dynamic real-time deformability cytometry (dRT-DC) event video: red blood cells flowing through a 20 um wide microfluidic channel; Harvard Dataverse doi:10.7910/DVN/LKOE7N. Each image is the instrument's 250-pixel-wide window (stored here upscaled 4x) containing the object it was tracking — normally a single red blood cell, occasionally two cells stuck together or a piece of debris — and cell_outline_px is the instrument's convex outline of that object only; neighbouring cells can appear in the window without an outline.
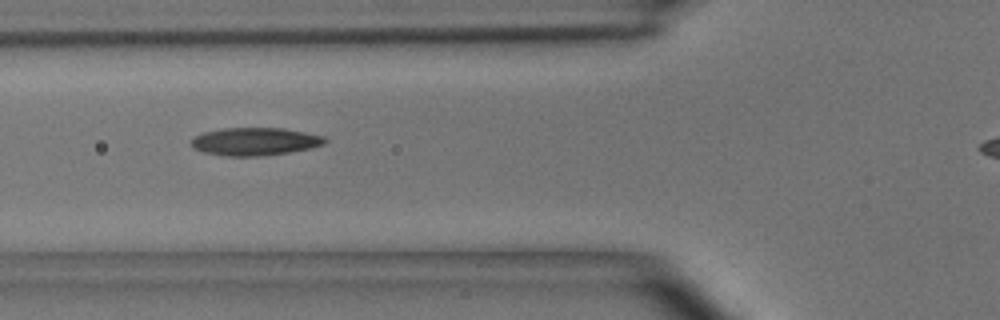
{"species": "common noctule bat (a hibernating species)", "species_latin": "Nyctalus noctula", "temperature_condition": "room temperature", "stored_images_in_passage": 8, "camera_frame_rate_fps": 3000, "um_per_image_px": 0.085, "animal": {"sex": "male", "body_mass_g": 15.6}, "frame": {"image": 1, "passage_image": 6, "time_ms": 5.667, "image_size_px": [1000, 320], "cell_outline_px": [[328, 140], [324, 144], [312, 148], [288, 152], [260, 156], [228, 156], [204, 152], [196, 148], [192, 144], [192, 140], [196, 136], [204, 132], [224, 128], [284, 128], [324, 136]], "centroid_in_image_um": [21.73, 12.02], "position_along_channel_um": 104.1, "area_um2": 21.44}}